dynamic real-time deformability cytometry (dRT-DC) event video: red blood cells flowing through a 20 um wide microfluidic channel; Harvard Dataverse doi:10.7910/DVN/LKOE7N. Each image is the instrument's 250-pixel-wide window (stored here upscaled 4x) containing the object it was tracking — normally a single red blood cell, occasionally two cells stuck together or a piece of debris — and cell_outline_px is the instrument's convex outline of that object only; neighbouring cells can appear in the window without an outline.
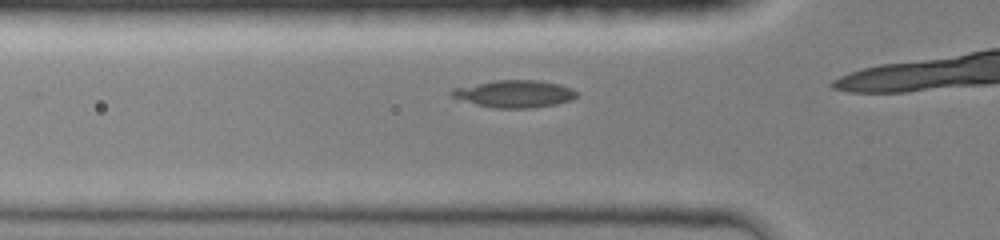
{"species": "common noctule bat (a hibernating species)", "species_latin": "Nyctalus noctula", "temperature_condition": "room temperature", "stored_images_in_passage": 10, "camera_frame_rate_fps": 3000, "um_per_image_px": 0.085, "animal": {"sex": "female", "body_mass_g": 19.0, "forearm_length_mm": 51.5}, "frame": {"image": 1, "passage_image": 6, "time_ms": 1.667, "image_size_px": [1000, 240], "cell_outline_px": [[580, 96], [572, 100], [556, 104], [532, 108], [492, 108], [476, 104], [452, 96], [448, 92], [452, 88], [496, 80], [540, 80], [560, 84], [572, 88], [580, 92]], "centroid_in_image_um": [43.8, 7.97], "position_along_channel_um": 82.0, "area_um2": 20.11}}
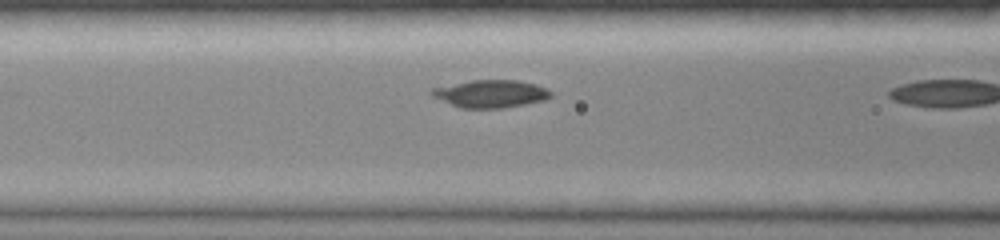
{"frame": {"image": 2, "passage_image": 9, "time_ms": 2.667, "image_size_px": [1000, 240], "cell_outline_px": [[552, 96], [544, 100], [504, 108], [460, 108], [432, 96], [428, 92], [432, 88], [472, 80], [516, 80], [536, 84], [552, 92]], "centroid_in_image_um": [41.69, 7.97], "position_along_channel_um": 124.9, "area_um2": 19.07}}